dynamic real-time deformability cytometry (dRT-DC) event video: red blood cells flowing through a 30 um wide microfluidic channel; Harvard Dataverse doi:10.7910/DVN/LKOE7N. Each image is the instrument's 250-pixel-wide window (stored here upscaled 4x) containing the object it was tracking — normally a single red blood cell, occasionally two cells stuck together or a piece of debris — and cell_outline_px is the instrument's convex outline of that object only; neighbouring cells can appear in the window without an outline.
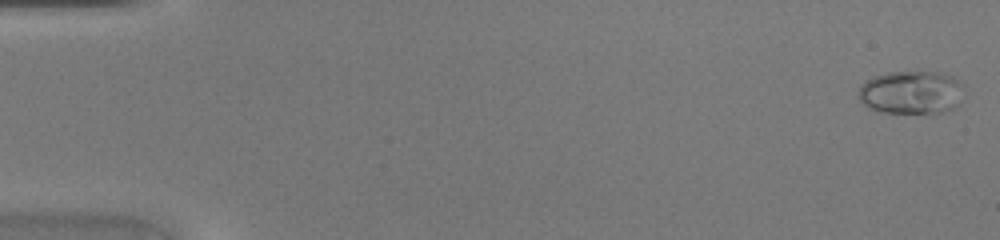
{"species": "common noctule bat (a hibernating species)", "species_latin": "Nyctalus noctula", "temperature_condition": "warm", "stored_images_in_passage": 9, "camera_frame_rate_fps": 3000, "um_per_image_px": 0.085, "animal": {"sex": "female", "body_mass_g": 20.0, "forearm_length_mm": 54.0}, "frame": {"image": 1, "passage_image": 1, "time_ms": 0.0, "image_size_px": [1000, 240], "cell_outline_px": [[964, 88], [960, 104], [956, 108], [944, 112], [880, 112], [868, 108], [860, 100], [860, 84], [872, 76], [888, 72], [944, 72], [960, 80], [964, 84]], "centroid_in_image_um": [77.51, 7.84], "position_along_channel_um": 7.5, "area_um2": 26.93}}